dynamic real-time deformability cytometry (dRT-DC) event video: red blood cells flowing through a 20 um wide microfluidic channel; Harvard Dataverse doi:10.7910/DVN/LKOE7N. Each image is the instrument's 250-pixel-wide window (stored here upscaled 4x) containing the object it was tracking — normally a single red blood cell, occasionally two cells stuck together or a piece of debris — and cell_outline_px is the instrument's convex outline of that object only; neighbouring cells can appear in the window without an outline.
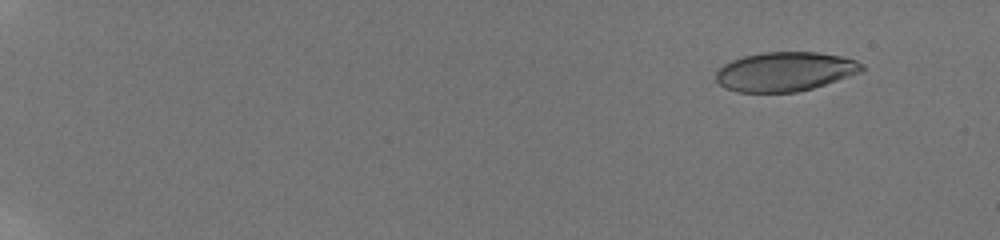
{"species": "human", "species_latin": "Homo sapiens", "temperature_condition": "room temperature", "stored_images_in_passage": 54, "camera_frame_rate_fps": 3000, "um_per_image_px": 0.085, "donor": {"sex": "male"}, "frame": {"image": 1, "passage_image": 2, "time_ms": 0.333, "image_size_px": [1000, 240], "cell_outline_px": [[864, 72], [812, 88], [796, 92], [736, 92], [724, 88], [716, 80], [716, 72], [724, 64], [732, 60], [744, 56], [764, 52], [820, 52], [840, 56], [856, 60], [864, 64]], "centroid_in_image_um": [66.75, 6.08], "position_along_channel_um": 18.2, "area_um2": 33.52}}
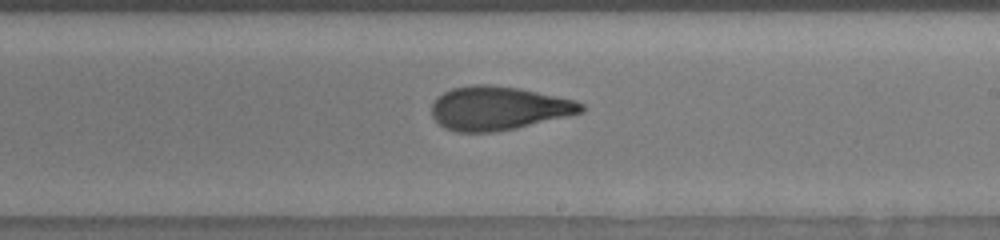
{"frame": {"image": 2, "passage_image": 35, "time_ms": 11.333, "image_size_px": [1000, 240], "cell_outline_px": [[584, 112], [568, 116], [516, 128], [496, 132], [456, 132], [444, 128], [432, 116], [432, 104], [444, 92], [452, 88], [472, 84], [492, 84], [520, 88], [576, 100], [584, 104]], "centroid_in_image_um": [42.39, 9.19], "position_along_channel_um": 246.6, "area_um2": 38.21}}
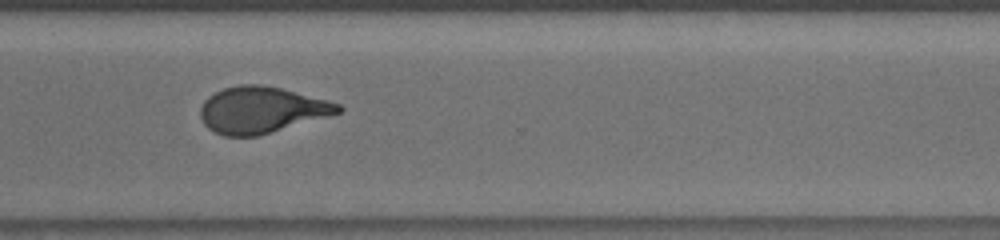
{"frame": {"image": 3, "passage_image": 43, "time_ms": 14.0, "image_size_px": [1000, 240], "cell_outline_px": [[344, 108], [340, 112], [328, 116], [256, 136], [224, 136], [208, 128], [204, 124], [200, 116], [200, 108], [204, 100], [208, 96], [224, 88], [240, 84], [260, 84], [280, 88], [328, 100], [340, 104]], "centroid_in_image_um": [22.2, 9.33], "position_along_channel_um": 348.4, "area_um2": 36.93}, "authors_computed_cell_mechanics": {"area_um2": 36.9631, "velocity_mm_per_s": 3.8233, "shape_relaxation_time_tau1_ms": 5.7763, "shape_relaxation_time_tau2_ms": 1.3697, "deformation_change_tau1": 0.2236, "deformation_change_tau2": 0.0815}}